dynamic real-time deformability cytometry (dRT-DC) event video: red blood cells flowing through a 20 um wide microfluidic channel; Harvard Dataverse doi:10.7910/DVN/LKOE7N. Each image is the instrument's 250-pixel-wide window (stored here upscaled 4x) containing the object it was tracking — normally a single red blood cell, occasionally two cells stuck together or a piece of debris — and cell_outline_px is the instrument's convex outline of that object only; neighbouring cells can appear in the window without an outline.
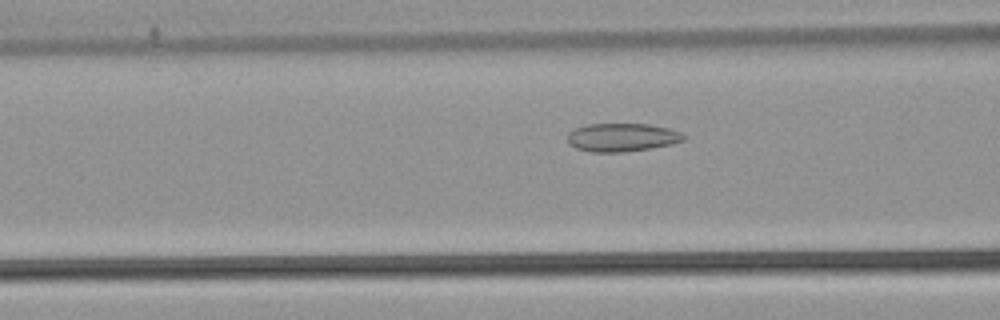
{"species": "common noctule bat (a hibernating species)", "species_latin": "Nyctalus noctula", "temperature_condition": "warm", "stored_images_in_passage": 43, "camera_frame_rate_fps": 3000, "um_per_image_px": 0.085, "animal": {"sex": "male", "body_mass_g": 21.5, "forearm_length_mm": 52.0}, "frame": {"image": 1, "passage_image": 12, "time_ms": 3.667, "image_size_px": [1000, 320], "cell_outline_px": [[684, 140], [672, 144], [624, 152], [592, 152], [576, 148], [568, 144], [568, 132], [576, 128], [588, 124], [648, 124], [668, 128], [680, 132], [684, 136]], "centroid_in_image_um": [52.84, 11.68], "position_along_channel_um": 113.8, "area_um2": 19.02}}
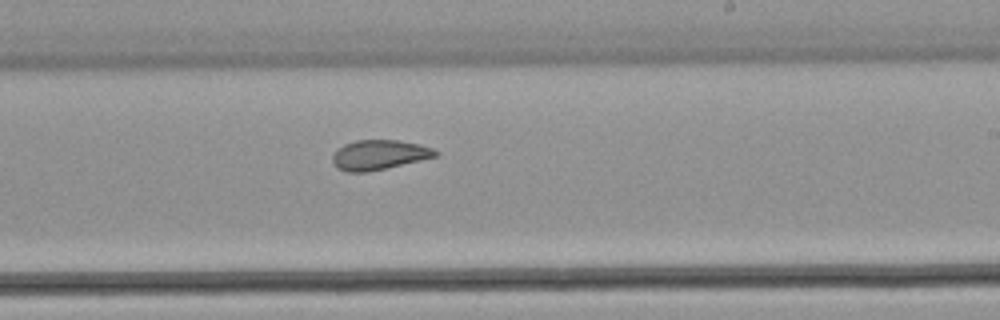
{"frame": {"image": 2, "passage_image": 23, "time_ms": 7.333, "image_size_px": [1000, 320], "cell_outline_px": [[440, 152], [436, 156], [420, 160], [384, 168], [364, 172], [348, 172], [336, 168], [332, 160], [332, 156], [344, 144], [356, 140], [400, 140], [420, 144], [432, 148]], "centroid_in_image_um": [32.22, 13.15], "position_along_channel_um": 256.8, "area_um2": 17.63}}
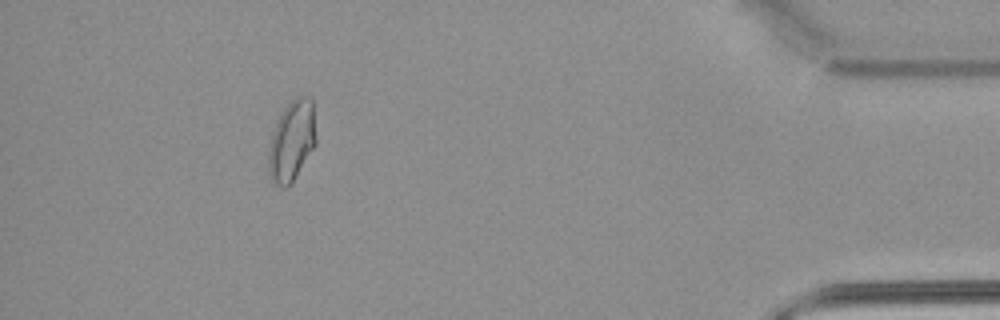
{"frame": {"image": 3, "passage_image": 39, "time_ms": 12.667, "image_size_px": [1000, 320], "cell_outline_px": [[316, 144], [292, 180], [284, 188], [276, 184], [272, 180], [268, 172], [268, 156], [272, 132], [276, 120], [284, 108], [296, 96], [308, 96], [312, 100], [316, 140]], "centroid_in_image_um": [24.79, 11.93], "position_along_channel_um": 410.4, "area_um2": 21.96}, "authors_computed_cell_mechanics": {"area_um2": 19.074, "velocity_mm_per_s": 3.9105, "shape_relaxation_time_tau1_ms": null, "shape_relaxation_time_tau2_ms": 1.7582, "deformation_change_tau1": null, "deformation_change_tau2": 0.0648}}